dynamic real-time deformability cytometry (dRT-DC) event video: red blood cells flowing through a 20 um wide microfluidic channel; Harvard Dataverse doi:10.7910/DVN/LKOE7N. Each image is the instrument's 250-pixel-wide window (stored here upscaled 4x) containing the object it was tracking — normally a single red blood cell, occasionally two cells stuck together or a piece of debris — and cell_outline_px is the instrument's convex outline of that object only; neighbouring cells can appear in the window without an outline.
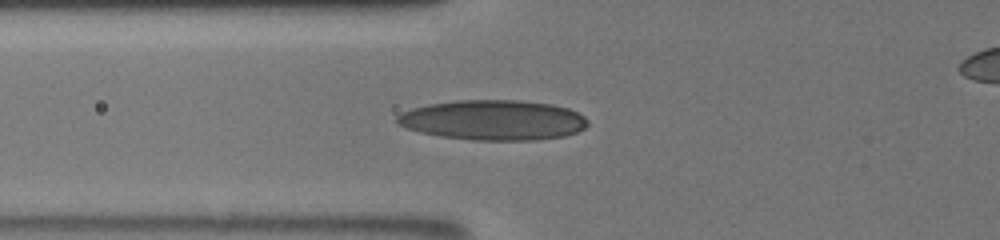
{"species": "human", "species_latin": "Homo sapiens", "temperature_condition": "room temperature", "stored_images_in_passage": 12, "camera_frame_rate_fps": 3000, "um_per_image_px": 0.085, "donor": {"sex": "male"}, "frame": {"image": 1, "passage_image": 12, "time_ms": 8.0, "image_size_px": [1000, 240], "cell_outline_px": [[588, 124], [584, 128], [576, 132], [564, 136], [532, 140], [472, 140], [440, 136], [420, 132], [396, 124], [396, 116], [400, 112], [412, 108], [428, 104], [456, 100], [520, 100], [552, 104], [568, 108], [584, 116], [588, 120]], "centroid_in_image_um": [41.9, 10.2], "position_along_channel_um": 83.9, "area_um2": 44.68}}